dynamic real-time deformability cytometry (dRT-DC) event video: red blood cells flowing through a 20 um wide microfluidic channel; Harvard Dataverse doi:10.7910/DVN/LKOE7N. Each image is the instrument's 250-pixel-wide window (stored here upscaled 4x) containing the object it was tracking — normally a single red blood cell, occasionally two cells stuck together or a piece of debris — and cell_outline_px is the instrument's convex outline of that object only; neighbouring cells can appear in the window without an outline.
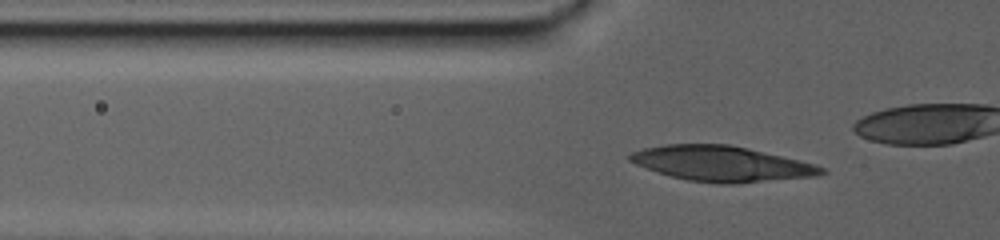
{"species": "human", "species_latin": "Homo sapiens", "temperature_condition": "warm", "stored_images_in_passage": 71, "camera_frame_rate_fps": 3000, "um_per_image_px": 0.085, "donor": {"sex": "male"}, "frame": {"image": 1, "passage_image": 28, "time_ms": 9.0, "image_size_px": [1000, 240], "cell_outline_px": [[828, 172], [816, 176], [736, 184], [720, 184], [688, 180], [672, 176], [636, 164], [628, 160], [628, 156], [632, 152], [644, 148], [664, 144], [728, 144], [748, 148], [812, 164], [824, 168]], "centroid_in_image_um": [61.32, 13.91], "position_along_channel_um": 64.5, "area_um2": 38.96}}
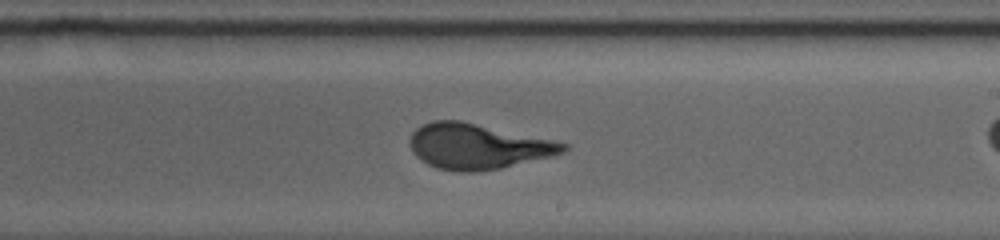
{"frame": {"image": 2, "passage_image": 53, "time_ms": 17.333, "image_size_px": [1000, 240], "cell_outline_px": [[568, 148], [564, 152], [552, 156], [500, 168], [480, 172], [456, 172], [436, 168], [420, 160], [412, 152], [408, 140], [412, 132], [416, 128], [432, 120], [460, 120], [552, 140], [568, 144]], "centroid_in_image_um": [40.55, 12.45], "position_along_channel_um": 248.5, "area_um2": 40.58}}
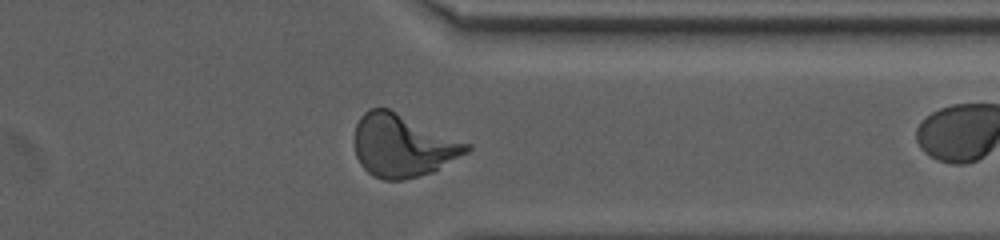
{"frame": {"image": 3, "passage_image": 70, "time_ms": 23.0, "image_size_px": [1000, 240], "cell_outline_px": [[472, 148], [468, 152], [432, 172], [404, 180], [384, 180], [368, 172], [360, 164], [356, 156], [352, 144], [352, 140], [356, 124], [360, 116], [368, 108], [388, 108], [472, 144]], "centroid_in_image_um": [34.2, 12.36], "position_along_channel_um": 377.2, "area_um2": 41.27}}